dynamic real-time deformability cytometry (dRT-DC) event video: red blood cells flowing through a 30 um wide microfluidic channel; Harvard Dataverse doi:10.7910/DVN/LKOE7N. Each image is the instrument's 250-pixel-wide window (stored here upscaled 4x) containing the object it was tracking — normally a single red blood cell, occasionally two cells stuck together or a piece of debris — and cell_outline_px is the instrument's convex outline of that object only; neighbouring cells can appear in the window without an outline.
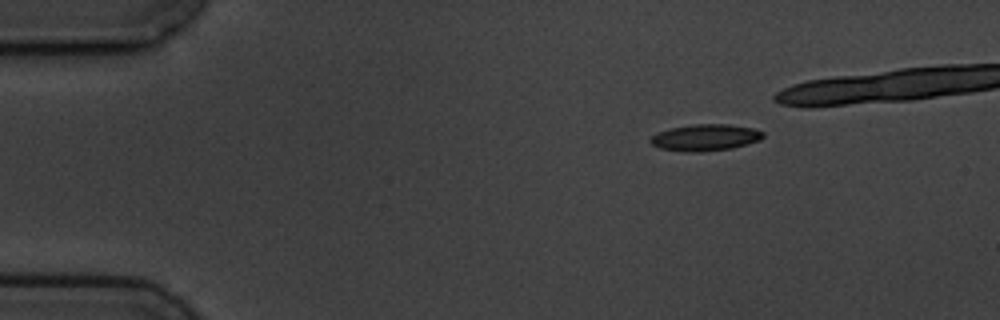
{"species": "common noctule bat (a hibernating species)", "species_latin": "Nyctalus noctula", "temperature_condition": "cold", "stored_images_in_passage": 4, "camera_frame_rate_fps": 3000, "um_per_image_px": 0.085, "animal": {"sex": "male", "body_mass_g": 19.5, "forearm_length_mm": 54.6}, "frame": {"image": 1, "passage_image": 1, "time_ms": 0.0, "image_size_px": [1000, 320], "cell_outline_px": [[764, 136], [760, 140], [732, 148], [700, 152], [684, 152], [660, 148], [652, 144], [648, 140], [656, 132], [668, 128], [692, 124], [728, 124], [752, 128], [764, 132]], "centroid_in_image_um": [59.91, 11.68], "position_along_channel_um": 25.1, "area_um2": 17.57}}